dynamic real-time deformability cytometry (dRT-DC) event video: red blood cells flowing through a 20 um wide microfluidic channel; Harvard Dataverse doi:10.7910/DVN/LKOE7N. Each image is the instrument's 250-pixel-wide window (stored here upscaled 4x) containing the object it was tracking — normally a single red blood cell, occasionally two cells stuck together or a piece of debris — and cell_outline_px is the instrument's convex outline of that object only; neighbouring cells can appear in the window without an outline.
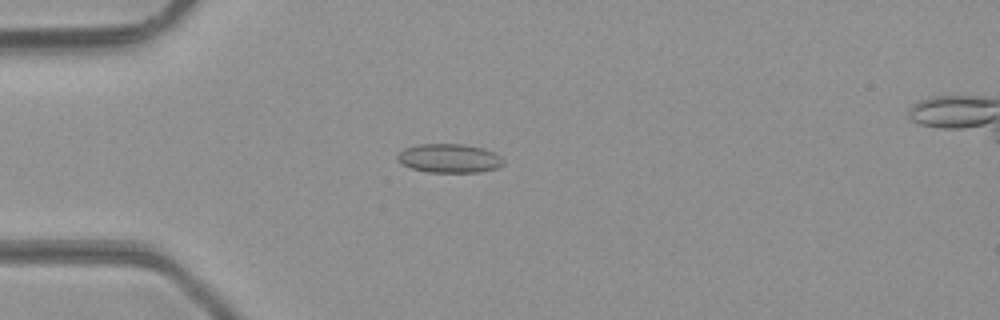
{"species": "common noctule bat (a hibernating species)", "species_latin": "Nyctalus noctula", "temperature_condition": "room temperature", "stored_images_in_passage": 48, "camera_frame_rate_fps": 3000, "um_per_image_px": 0.085, "animal": {"sex": "male", "body_mass_g": 23.1, "forearm_length_mm": 52.7}, "frame": {"image": 1, "passage_image": 13, "time_ms": 4.0, "image_size_px": [1000, 320], "cell_outline_px": [[504, 164], [496, 168], [480, 172], [428, 172], [412, 168], [400, 164], [396, 160], [396, 156], [404, 148], [416, 144], [464, 144], [484, 148], [496, 152], [504, 160]], "centroid_in_image_um": [38.18, 13.45], "position_along_channel_um": 46.8, "area_um2": 18.09}}
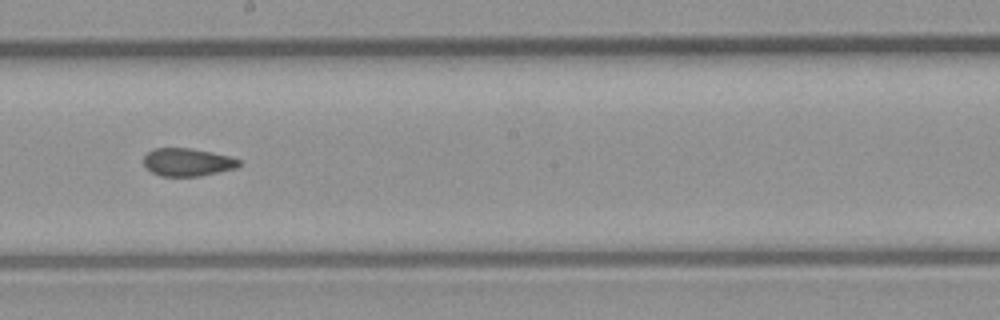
{"frame": {"image": 2, "passage_image": 27, "time_ms": 8.667, "image_size_px": [1000, 320], "cell_outline_px": [[240, 164], [236, 168], [200, 176], [160, 176], [144, 168], [144, 156], [152, 148], [192, 148], [212, 152], [228, 156], [240, 160]], "centroid_in_image_um": [15.9, 13.78], "position_along_channel_um": 232.3, "area_um2": 15.55}}
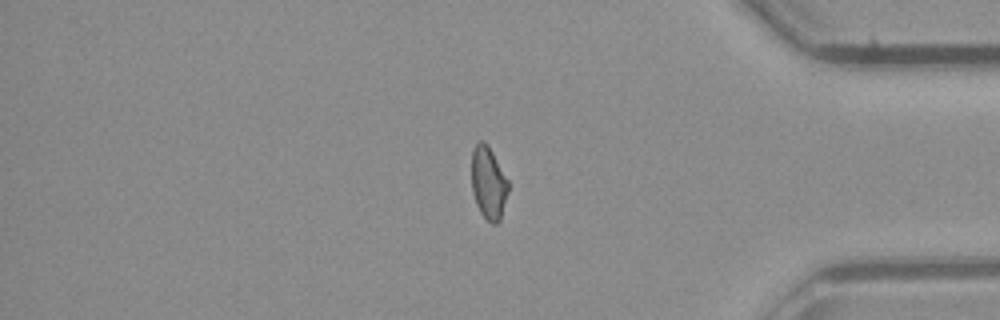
{"frame": {"image": 3, "passage_image": 40, "time_ms": 13.0, "image_size_px": [1000, 320], "cell_outline_px": [[508, 192], [500, 220], [496, 224], [492, 224], [480, 212], [476, 204], [472, 192], [472, 148], [480, 140], [484, 140], [488, 144], [508, 180]], "centroid_in_image_um": [41.51, 15.53], "position_along_channel_um": 393.7, "area_um2": 15.55}, "authors_computed_cell_mechanics": {"area_um2": 16.2129, "velocity_mm_per_s": 4.3393, "shape_relaxation_time_tau1_ms": null, "shape_relaxation_time_tau2_ms": 2.1878, "deformation_change_tau1": null, "deformation_change_tau2": 0.0911}}